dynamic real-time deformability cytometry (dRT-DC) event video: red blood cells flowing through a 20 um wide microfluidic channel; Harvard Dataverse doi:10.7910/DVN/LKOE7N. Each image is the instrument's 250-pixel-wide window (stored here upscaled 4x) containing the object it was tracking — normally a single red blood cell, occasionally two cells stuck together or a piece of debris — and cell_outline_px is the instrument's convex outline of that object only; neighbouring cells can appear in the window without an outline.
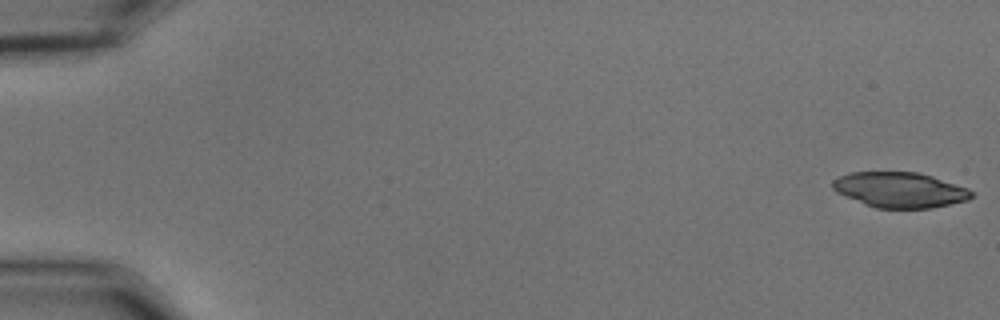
{"species": "common noctule bat (a hibernating species)", "species_latin": "Nyctalus noctula", "temperature_condition": "cold", "stored_images_in_passage": 11, "camera_frame_rate_fps": 3000, "um_per_image_px": 0.085, "animal": {"sex": "male", "body_mass_g": 15.6}, "frame": {"image": 1, "passage_image": 1, "time_ms": 0.0, "image_size_px": [1000, 320], "cell_outline_px": [[976, 192], [968, 200], [932, 208], [876, 208], [864, 204], [836, 192], [832, 188], [832, 180], [848, 172], [920, 172], [968, 188]], "centroid_in_image_um": [76.49, 16.13], "position_along_channel_um": 8.5, "area_um2": 28.73}}